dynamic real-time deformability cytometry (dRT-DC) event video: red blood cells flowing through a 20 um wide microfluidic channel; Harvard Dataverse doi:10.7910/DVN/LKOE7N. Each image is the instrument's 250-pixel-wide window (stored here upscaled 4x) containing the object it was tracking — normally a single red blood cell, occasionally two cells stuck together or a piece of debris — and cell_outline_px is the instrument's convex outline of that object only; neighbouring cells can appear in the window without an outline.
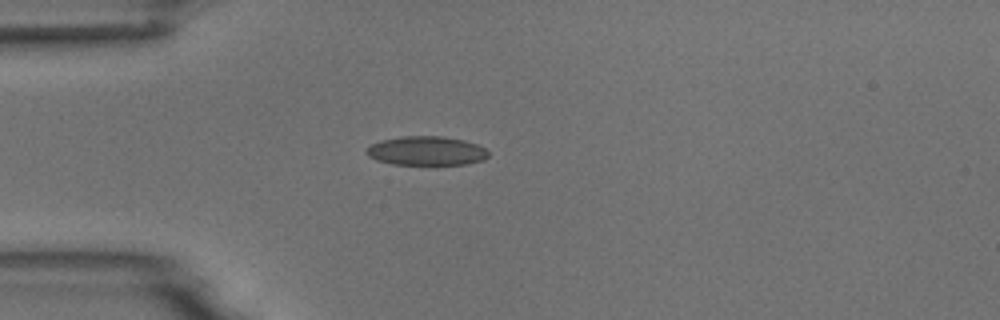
{"species": "common noctule bat (a hibernating species)", "species_latin": "Nyctalus noctula", "temperature_condition": "room temperature", "stored_images_in_passage": 3, "camera_frame_rate_fps": 3000, "um_per_image_px": 0.085, "animal": {"sex": "male", "body_mass_g": 18.8}, "frame": {"image": 1, "passage_image": 1, "time_ms": 0.0, "image_size_px": [1000, 320], "cell_outline_px": [[488, 156], [484, 160], [468, 164], [392, 164], [376, 160], [368, 156], [364, 152], [372, 144], [380, 140], [400, 136], [440, 136], [464, 140], [476, 144], [484, 148], [488, 152]], "centroid_in_image_um": [36.23, 12.82], "position_along_channel_um": 48.8, "area_um2": 20.63}}